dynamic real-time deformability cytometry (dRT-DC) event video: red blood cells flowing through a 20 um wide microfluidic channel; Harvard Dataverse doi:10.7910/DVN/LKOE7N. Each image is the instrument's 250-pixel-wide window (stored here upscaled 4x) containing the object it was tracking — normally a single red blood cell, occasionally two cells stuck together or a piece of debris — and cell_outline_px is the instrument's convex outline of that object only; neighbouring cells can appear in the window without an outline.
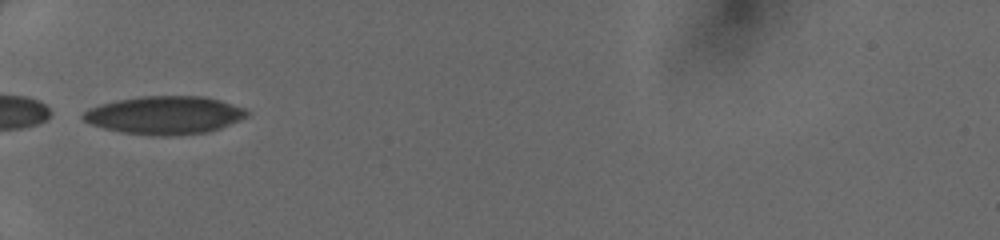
{"species": "human", "species_latin": "Homo sapiens", "temperature_condition": "cold", "stored_images_in_passage": 30, "camera_frame_rate_fps": 3000, "um_per_image_px": 0.085, "donor": {"sex": "female"}, "frame": {"image": 1, "passage_image": 1, "time_ms": 0.0, "image_size_px": [1000, 240], "cell_outline_px": [[252, 112], [248, 116], [240, 120], [220, 128], [208, 132], [172, 136], [152, 136], [124, 132], [104, 128], [92, 124], [84, 120], [80, 116], [84, 112], [100, 104], [120, 100], [144, 96], [204, 96], [220, 100], [244, 108]], "centroid_in_image_um": [14.05, 9.79], "position_along_channel_um": 70.9, "area_um2": 36.24}}
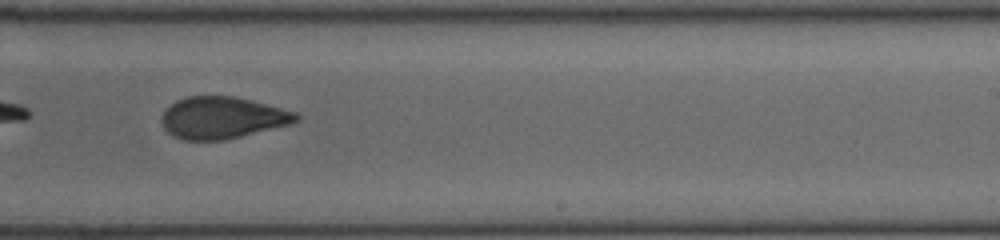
{"frame": {"image": 2, "passage_image": 15, "time_ms": 4.667, "image_size_px": [1000, 240], "cell_outline_px": [[300, 120], [292, 124], [224, 140], [184, 140], [172, 136], [164, 128], [160, 120], [164, 112], [176, 100], [188, 96], [232, 96], [296, 112], [300, 116]], "centroid_in_image_um": [18.89, 10.02], "position_along_channel_um": 270.1, "area_um2": 32.6}}
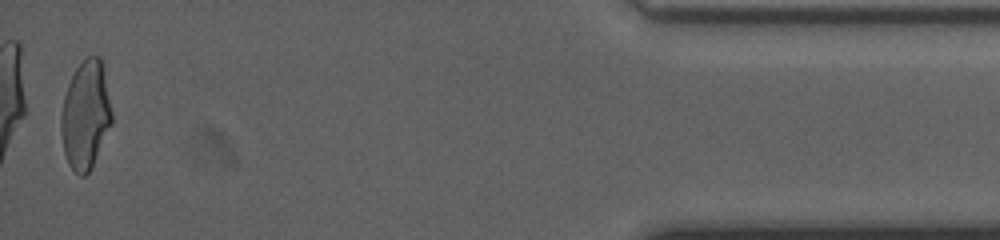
{"frame": {"image": 3, "passage_image": 30, "time_ms": 9.667, "image_size_px": [1000, 240], "cell_outline_px": [[112, 124], [92, 168], [84, 176], [80, 176], [68, 164], [64, 152], [60, 132], [60, 116], [64, 96], [68, 84], [76, 68], [88, 56], [100, 56], [104, 64], [112, 112]], "centroid_in_image_um": [7.29, 9.77], "position_along_channel_um": 427.9, "area_um2": 32.43}}